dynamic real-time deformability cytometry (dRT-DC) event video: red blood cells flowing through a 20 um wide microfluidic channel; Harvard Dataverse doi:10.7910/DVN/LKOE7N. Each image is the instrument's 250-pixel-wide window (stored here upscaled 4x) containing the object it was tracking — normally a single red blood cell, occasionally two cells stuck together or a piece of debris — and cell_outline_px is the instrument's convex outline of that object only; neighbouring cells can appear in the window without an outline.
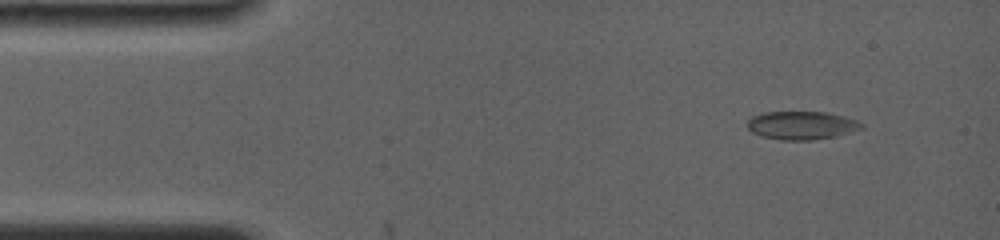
{"species": "common noctule bat (a hibernating species)", "species_latin": "Nyctalus noctula", "temperature_condition": "room temperature", "stored_images_in_passage": 3, "camera_frame_rate_fps": 4000, "um_per_image_px": 0.085, "animal": {"sex": "female", "body_mass_g": 19.0, "forearm_length_mm": 56.7}, "frame": {"image": 1, "passage_image": 2, "time_ms": 0.75, "image_size_px": [1000, 240], "cell_outline_px": [[864, 128], [836, 136], [812, 140], [780, 140], [760, 136], [752, 132], [748, 128], [748, 120], [752, 116], [764, 112], [824, 112], [844, 116], [856, 120], [864, 124]], "centroid_in_image_um": [68.14, 10.66], "position_along_channel_um": 16.9, "area_um2": 18.84}}